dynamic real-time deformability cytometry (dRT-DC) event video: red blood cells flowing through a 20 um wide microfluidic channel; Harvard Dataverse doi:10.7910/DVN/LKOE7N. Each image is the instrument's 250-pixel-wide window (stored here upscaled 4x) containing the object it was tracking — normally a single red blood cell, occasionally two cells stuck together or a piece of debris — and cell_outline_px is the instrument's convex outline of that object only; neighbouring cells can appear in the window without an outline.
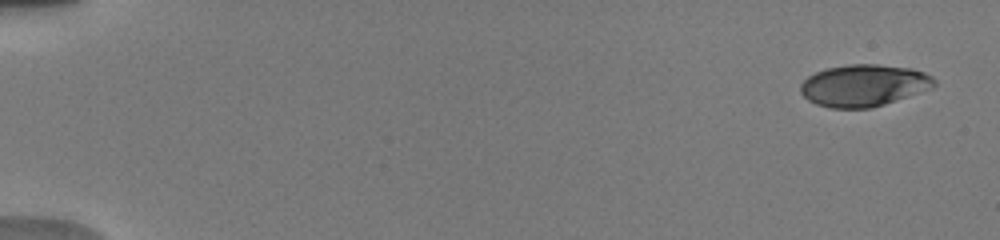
{"species": "human", "species_latin": "Homo sapiens", "temperature_condition": "warm", "stored_images_in_passage": 54, "camera_frame_rate_fps": 3000, "um_per_image_px": 0.085, "donor": {"sex": "male"}, "frame": {"image": 1, "passage_image": 3, "time_ms": 0.667, "image_size_px": [1000, 240], "cell_outline_px": [[936, 84], [932, 88], [872, 108], [828, 108], [816, 104], [808, 100], [800, 92], [800, 84], [808, 76], [816, 72], [828, 68], [848, 64], [876, 64], [912, 68], [924, 72], [932, 76], [936, 80]], "centroid_in_image_um": [73.42, 7.26], "position_along_channel_um": 11.6, "area_um2": 32.71}}
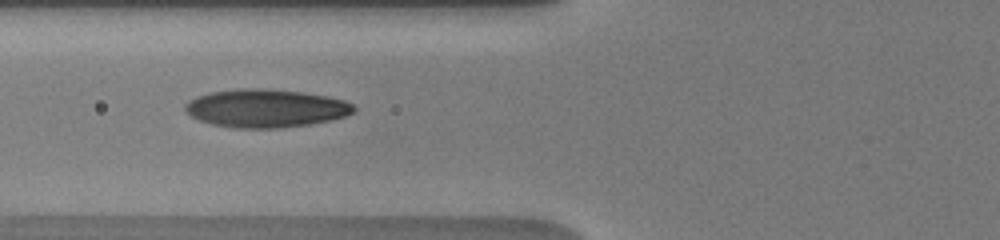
{"frame": {"image": 2, "passage_image": 23, "time_ms": 7.333, "image_size_px": [1000, 240], "cell_outline_px": [[356, 112], [344, 116], [328, 120], [308, 124], [276, 128], [236, 128], [212, 124], [200, 120], [184, 112], [184, 104], [188, 100], [196, 96], [212, 92], [240, 88], [260, 88], [304, 92], [328, 96], [344, 100], [352, 104], [356, 108]], "centroid_in_image_um": [22.57, 9.19], "position_along_channel_um": 103.2, "area_um2": 37.51}}
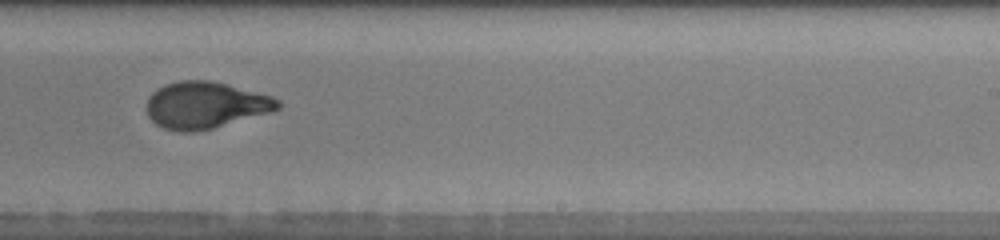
{"frame": {"image": 3, "passage_image": 36, "time_ms": 11.667, "image_size_px": [1000, 240], "cell_outline_px": [[280, 108], [272, 112], [212, 128], [196, 132], [180, 132], [164, 128], [156, 124], [148, 116], [148, 96], [156, 88], [164, 84], [180, 80], [208, 80], [272, 96], [280, 100]], "centroid_in_image_um": [17.44, 8.94], "position_along_channel_um": 271.6, "area_um2": 35.6}, "authors_computed_cell_mechanics": {"area_um2": 34.7667, "velocity_mm_per_s": 3.8814, "shape_relaxation_time_tau1_ms": 4.7684, "shape_relaxation_time_tau2_ms": 0.703, "deformation_change_tau1": 0.2264, "deformation_change_tau2": 0.0562}}